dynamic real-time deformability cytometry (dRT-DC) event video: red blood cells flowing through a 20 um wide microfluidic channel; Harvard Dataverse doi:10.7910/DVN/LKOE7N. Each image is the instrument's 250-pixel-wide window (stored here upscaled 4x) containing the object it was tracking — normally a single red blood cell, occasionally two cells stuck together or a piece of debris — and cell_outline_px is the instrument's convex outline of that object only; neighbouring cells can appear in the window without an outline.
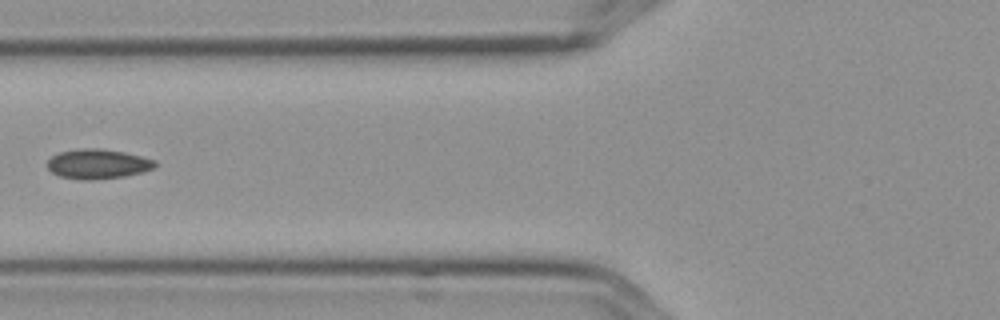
{"species": "Egyptian fruit bat (a non-hibernating species)", "species_latin": "Rousettus aegyptiacus", "temperature_condition": "cold", "stored_images_in_passage": 6, "camera_frame_rate_fps": 3000, "um_per_image_px": 0.085, "frame": {"image": 1, "passage_image": 3, "time_ms": 0.667, "image_size_px": [1000, 320], "cell_outline_px": [[156, 164], [152, 168], [140, 172], [124, 176], [92, 180], [84, 180], [60, 176], [52, 172], [48, 168], [48, 160], [52, 156], [60, 152], [84, 148], [100, 148], [124, 152], [156, 160]], "centroid_in_image_um": [8.3, 13.93], "position_along_channel_um": 117.5, "area_um2": 18.38}}
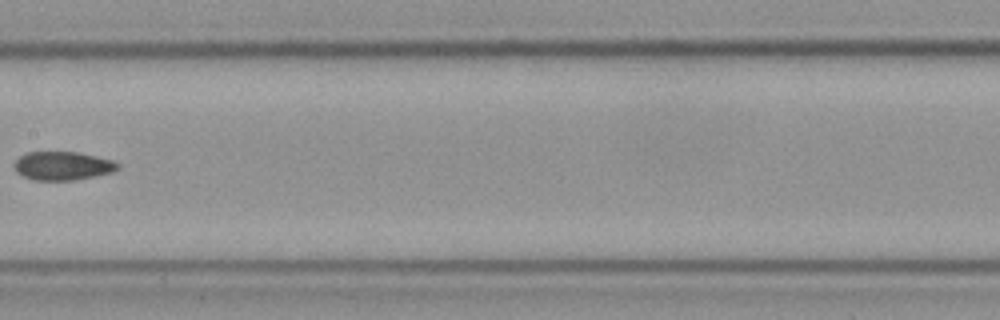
{"frame": {"image": 2, "passage_image": 5, "time_ms": 1.333, "image_size_px": [1000, 320], "cell_outline_px": [[120, 168], [112, 172], [72, 180], [32, 180], [16, 172], [12, 164], [20, 156], [28, 152], [76, 152], [96, 156], [112, 160], [120, 164]], "centroid_in_image_um": [5.3, 14.09], "position_along_channel_um": 202.1, "area_um2": 17.17}}
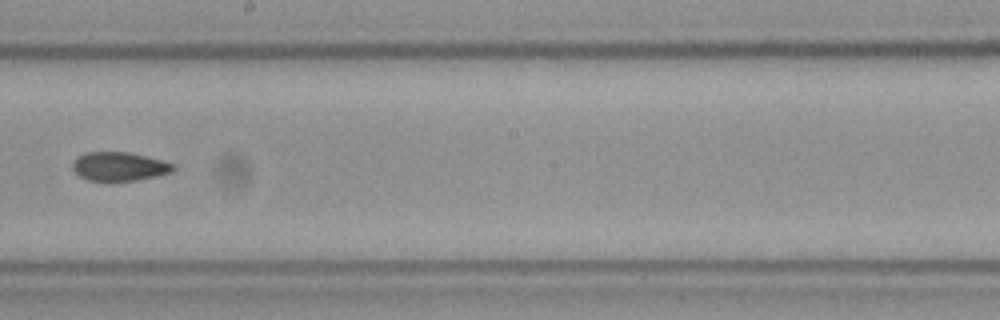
{"frame": {"image": 3, "passage_image": 6, "time_ms": 1.667, "image_size_px": [1000, 320], "cell_outline_px": [[176, 168], [172, 172], [156, 176], [136, 180], [88, 180], [80, 176], [72, 168], [72, 164], [76, 156], [88, 152], [128, 152], [164, 160], [176, 164]], "centroid_in_image_um": [10.17, 14.13], "position_along_channel_um": 238.0, "area_um2": 16.88}}